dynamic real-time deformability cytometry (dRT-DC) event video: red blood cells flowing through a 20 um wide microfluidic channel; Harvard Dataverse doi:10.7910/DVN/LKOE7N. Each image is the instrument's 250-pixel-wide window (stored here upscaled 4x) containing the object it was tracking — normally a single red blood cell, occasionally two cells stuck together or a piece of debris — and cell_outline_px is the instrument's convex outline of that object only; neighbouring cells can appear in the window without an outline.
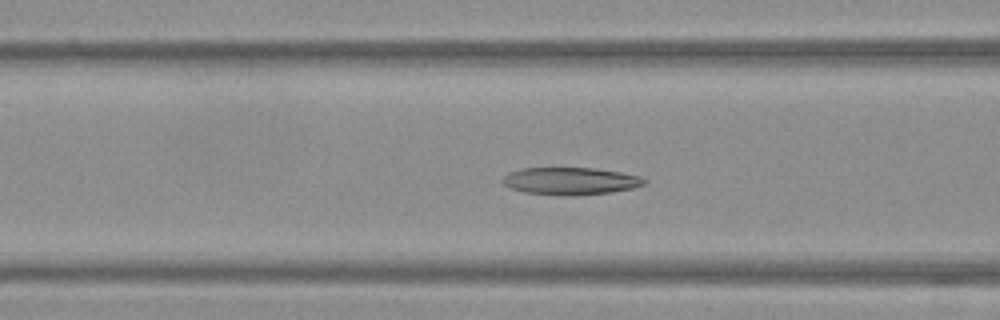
{"species": "Egyptian fruit bat (a non-hibernating species)", "species_latin": "Rousettus aegyptiacus", "temperature_condition": "warm", "stored_images_in_passage": 45, "camera_frame_rate_fps": 3000, "um_per_image_px": 0.085, "frame": {"image": 1, "passage_image": 20, "time_ms": 6.333, "image_size_px": [1000, 320], "cell_outline_px": [[648, 184], [632, 188], [608, 192], [576, 196], [564, 196], [524, 192], [508, 188], [500, 180], [508, 172], [520, 168], [596, 168], [620, 172], [640, 176], [648, 180]], "centroid_in_image_um": [48.47, 15.39], "position_along_channel_um": 118.1, "area_um2": 22.89}}
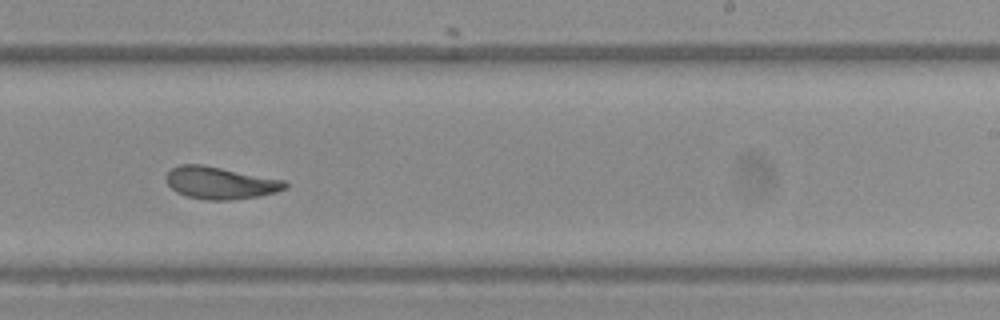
{"frame": {"image": 2, "passage_image": 32, "time_ms": 10.333, "image_size_px": [1000, 320], "cell_outline_px": [[288, 188], [276, 192], [260, 196], [228, 200], [208, 200], [188, 196], [176, 192], [168, 184], [164, 176], [172, 168], [180, 164], [200, 164], [284, 180], [288, 184]], "centroid_in_image_um": [18.72, 15.55], "position_along_channel_um": 270.3, "area_um2": 22.2}}
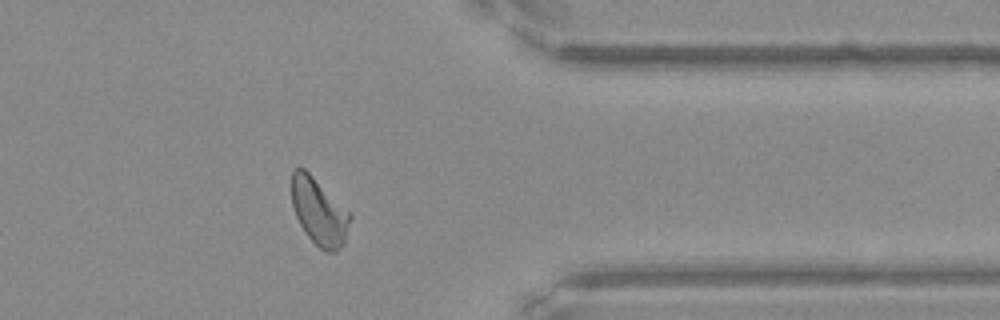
{"frame": {"image": 3, "passage_image": 42, "time_ms": 13.667, "image_size_px": [1000, 320], "cell_outline_px": [[352, 216], [344, 244], [336, 252], [328, 252], [320, 248], [304, 232], [296, 216], [292, 204], [292, 172], [296, 168], [304, 168], [352, 212]], "centroid_in_image_um": [27.16, 18.0], "position_along_channel_um": 384.2, "area_um2": 22.89}, "authors_computed_cell_mechanics": {"area_um2": 23.0044, "velocity_mm_per_s": 3.8098, "shape_relaxation_time_tau1_ms": 5.4195, "shape_relaxation_time_tau2_ms": 1.9182, "deformation_change_tau1": 0.1752, "deformation_change_tau2": 0.0872}}